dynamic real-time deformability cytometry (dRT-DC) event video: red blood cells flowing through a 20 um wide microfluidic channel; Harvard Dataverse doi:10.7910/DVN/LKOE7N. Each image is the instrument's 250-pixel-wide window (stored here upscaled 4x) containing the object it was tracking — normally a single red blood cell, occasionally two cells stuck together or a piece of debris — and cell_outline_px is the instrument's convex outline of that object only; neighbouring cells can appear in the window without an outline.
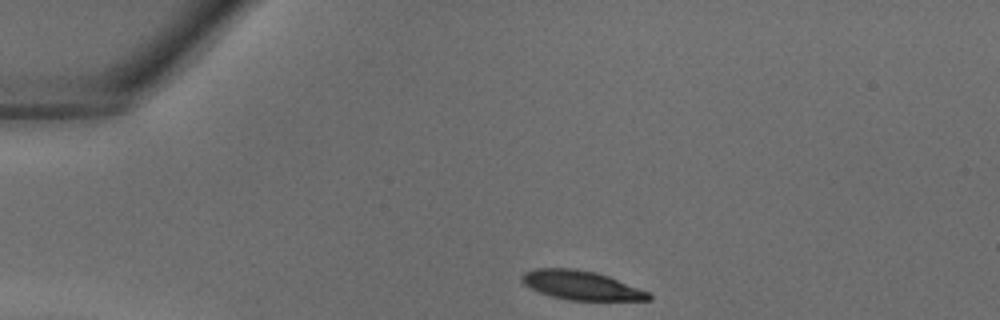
{"species": "common noctule bat (a hibernating species)", "species_latin": "Nyctalus noctula", "temperature_condition": "warm", "stored_images_in_passage": 31, "camera_frame_rate_fps": 3000, "um_per_image_px": 0.085, "animal": {"sex": "male", "body_mass_g": 18.8}, "frame": {"image": 1, "passage_image": 1, "time_ms": 0.0, "image_size_px": [1000, 320], "cell_outline_px": [[652, 296], [648, 300], [568, 300], [552, 296], [540, 292], [524, 284], [520, 280], [520, 276], [524, 272], [536, 268], [576, 268], [596, 272], [608, 276], [648, 292]], "centroid_in_image_um": [49.36, 24.23], "position_along_channel_um": 35.6, "area_um2": 21.27}}
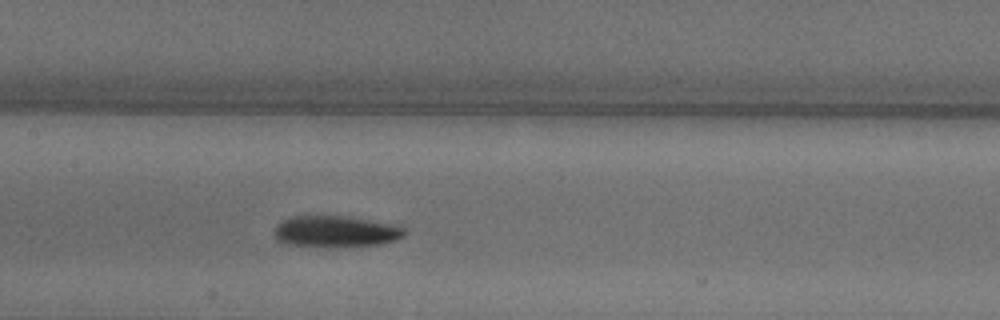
{"frame": {"image": 2, "passage_image": 12, "time_ms": 3.667, "image_size_px": [1000, 320], "cell_outline_px": [[408, 232], [404, 236], [396, 240], [380, 244], [328, 248], [288, 244], [276, 240], [276, 224], [292, 216], [344, 216], [388, 224], [404, 228]], "centroid_in_image_um": [28.52, 19.7], "position_along_channel_um": 178.9, "area_um2": 23.7}}
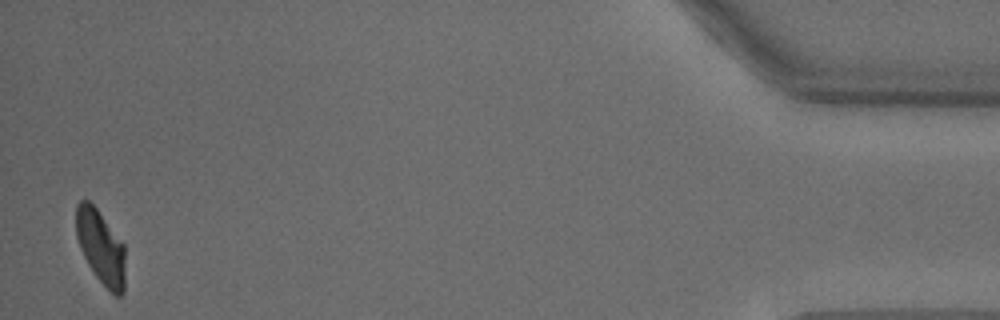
{"frame": {"image": 3, "passage_image": 31, "time_ms": 10.0, "image_size_px": [1000, 320], "cell_outline_px": [[124, 292], [120, 296], [116, 296], [96, 276], [88, 264], [80, 248], [76, 236], [76, 204], [80, 200], [88, 200], [96, 208], [124, 244]], "centroid_in_image_um": [8.55, 20.98], "position_along_channel_um": 426.6, "area_um2": 20.87}}